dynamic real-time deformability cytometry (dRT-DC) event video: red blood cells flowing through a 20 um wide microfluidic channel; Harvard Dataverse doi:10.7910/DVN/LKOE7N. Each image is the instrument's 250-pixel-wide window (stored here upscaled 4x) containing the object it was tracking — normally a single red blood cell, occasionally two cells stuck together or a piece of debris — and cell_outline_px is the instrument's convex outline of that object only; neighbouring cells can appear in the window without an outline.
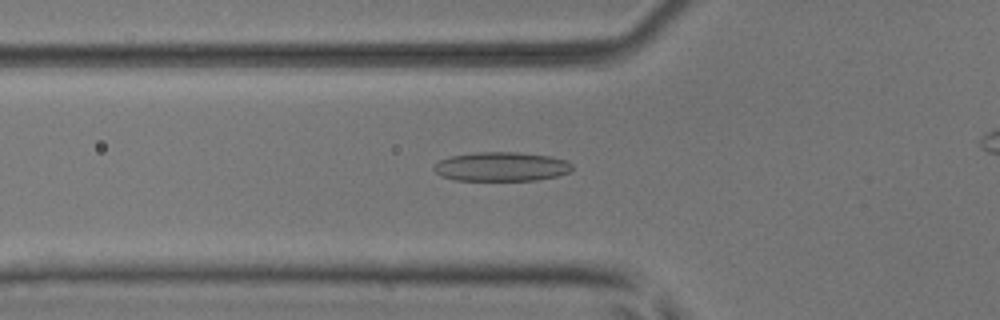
{"species": "common noctule bat (a hibernating species)", "species_latin": "Nyctalus noctula", "temperature_condition": "room temperature", "stored_images_in_passage": 47, "camera_frame_rate_fps": 3000, "um_per_image_px": 0.085, "animal": {"sex": "male", "body_mass_g": 17.9, "forearm_length_mm": 54.2}, "frame": {"image": 1, "passage_image": 19, "time_ms": 6.0, "image_size_px": [1000, 320], "cell_outline_px": [[572, 168], [568, 172], [556, 176], [536, 180], [456, 180], [440, 176], [432, 168], [440, 160], [452, 156], [476, 152], [516, 152], [548, 156], [564, 160], [572, 164]], "centroid_in_image_um": [42.58, 14.16], "position_along_channel_um": 83.2, "area_um2": 23.24}}
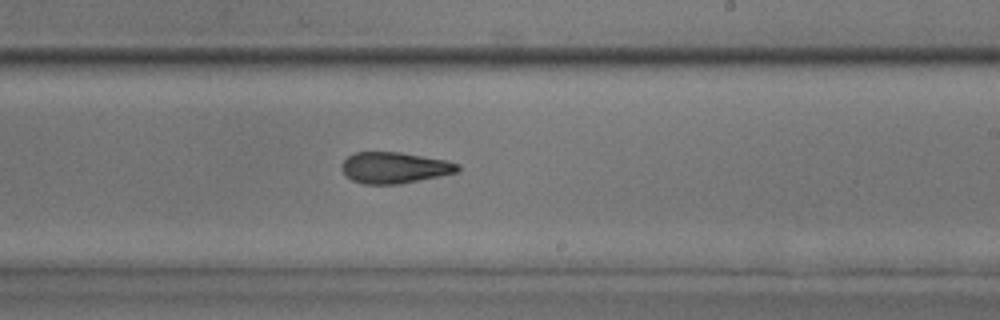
{"frame": {"image": 2, "passage_image": 32, "time_ms": 10.333, "image_size_px": [1000, 320], "cell_outline_px": [[460, 168], [456, 172], [440, 176], [400, 184], [364, 184], [352, 180], [340, 168], [344, 160], [348, 156], [356, 152], [400, 152], [448, 160], [460, 164]], "centroid_in_image_um": [33.55, 14.25], "position_along_channel_um": 255.4, "area_um2": 21.1}}
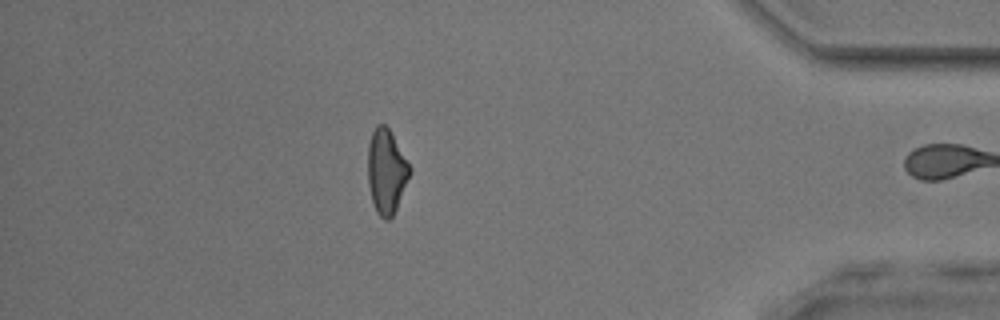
{"frame": {"image": 3, "passage_image": 46, "time_ms": 15.0, "image_size_px": [1000, 320], "cell_outline_px": [[412, 172], [396, 208], [392, 216], [388, 220], [384, 220], [376, 212], [372, 200], [368, 184], [368, 144], [372, 132], [376, 124], [384, 124], [388, 128], [412, 168]], "centroid_in_image_um": [32.84, 14.57], "position_along_channel_um": 402.4, "area_um2": 20.58}, "authors_computed_cell_mechanics": {"area_um2": 22.3686, "velocity_mm_per_s": 3.9845, "shape_relaxation_time_tau1_ms": 7.4919, "shape_relaxation_time_tau2_ms": 2.9964, "deformation_change_tau1": 0.1779, "deformation_change_tau2": 0.1142}}